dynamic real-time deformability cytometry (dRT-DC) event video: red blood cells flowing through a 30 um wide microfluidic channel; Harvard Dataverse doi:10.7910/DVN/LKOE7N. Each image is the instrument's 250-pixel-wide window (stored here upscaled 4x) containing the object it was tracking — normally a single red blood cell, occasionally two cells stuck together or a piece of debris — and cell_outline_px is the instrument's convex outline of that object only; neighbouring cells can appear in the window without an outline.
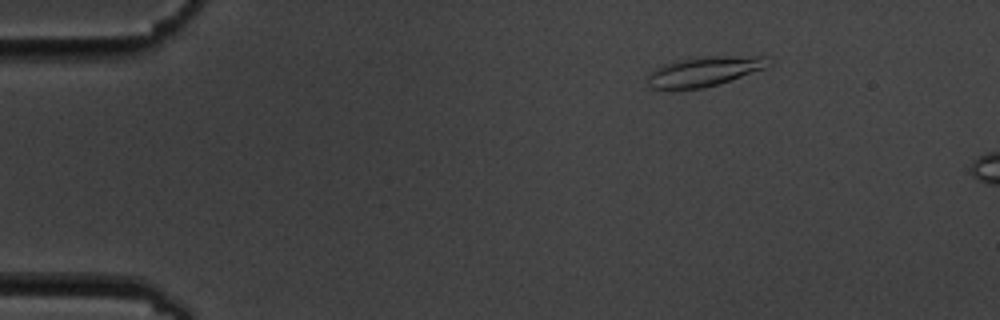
{"species": "common noctule bat (a hibernating species)", "species_latin": "Nyctalus noctula", "temperature_condition": "cold", "stored_images_in_passage": 3, "camera_frame_rate_fps": 3000, "um_per_image_px": 0.085, "animal": {"sex": "male", "body_mass_g": 19.5, "forearm_length_mm": 54.6}, "frame": {"image": 1, "passage_image": 1, "time_ms": 0.0, "image_size_px": [1000, 320], "cell_outline_px": [[772, 64], [768, 68], [704, 88], [648, 88], [648, 72], [664, 64], [680, 60], [708, 56], [764, 56], [772, 60]], "centroid_in_image_um": [59.93, 6.05], "position_along_channel_um": 25.1, "area_um2": 20.81}}